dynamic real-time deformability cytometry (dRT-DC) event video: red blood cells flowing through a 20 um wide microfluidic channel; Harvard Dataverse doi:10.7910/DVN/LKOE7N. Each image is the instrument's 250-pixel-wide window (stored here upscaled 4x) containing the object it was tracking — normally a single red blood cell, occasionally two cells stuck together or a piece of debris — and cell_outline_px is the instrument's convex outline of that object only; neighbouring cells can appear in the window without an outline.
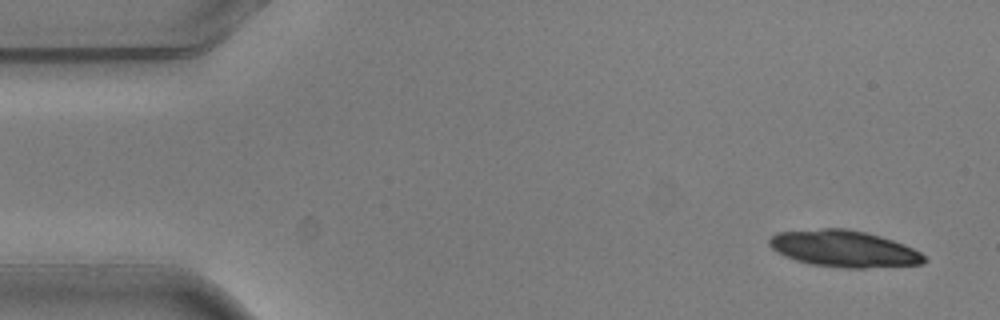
{"species": "common noctule bat (a hibernating species)", "species_latin": "Nyctalus noctula", "temperature_condition": "warm", "stored_images_in_passage": 7, "camera_frame_rate_fps": 3000, "um_per_image_px": 0.085, "animal": {"sex": "male", "body_mass_g": 20.5, "forearm_length_mm": 52.5}, "frame": {"image": 1, "passage_image": 1, "time_ms": 0.0, "image_size_px": [1000, 320], "cell_outline_px": [[928, 260], [924, 264], [864, 268], [844, 268], [812, 264], [796, 260], [784, 256], [776, 252], [768, 244], [768, 240], [776, 232], [824, 228], [844, 228], [864, 232], [880, 236], [904, 244], [920, 252]], "centroid_in_image_um": [71.73, 21.14], "position_along_channel_um": 13.3, "area_um2": 33.06}}
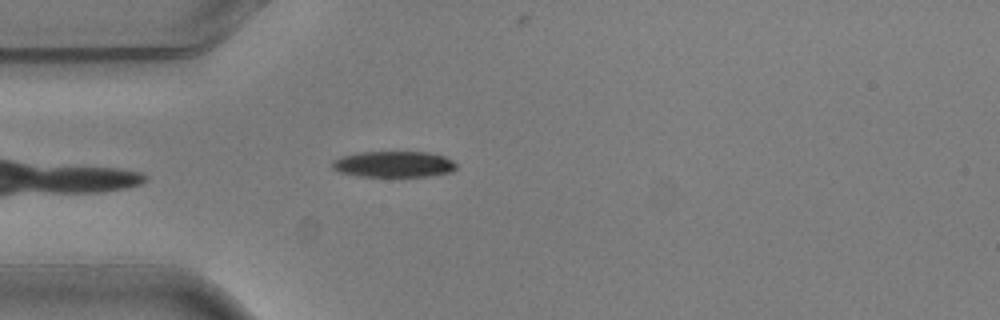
{"frame": {"image": 2, "passage_image": 6, "time_ms": 1.667, "image_size_px": [1000, 320], "cell_outline_px": [[456, 168], [452, 172], [432, 176], [356, 176], [340, 172], [332, 168], [332, 160], [340, 156], [360, 152], [428, 152], [444, 156], [452, 160], [456, 164]], "centroid_in_image_um": [33.46, 13.96], "position_along_channel_um": 51.5, "area_um2": 18.96}}